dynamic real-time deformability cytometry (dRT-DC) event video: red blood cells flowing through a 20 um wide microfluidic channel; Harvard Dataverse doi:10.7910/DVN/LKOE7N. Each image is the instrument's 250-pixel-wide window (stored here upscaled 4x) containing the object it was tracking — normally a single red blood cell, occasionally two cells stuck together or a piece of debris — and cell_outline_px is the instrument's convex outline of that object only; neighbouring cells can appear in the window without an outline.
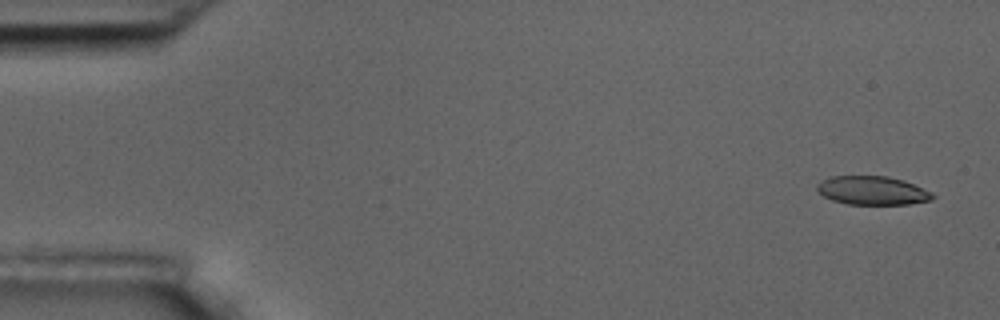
{"species": "common noctule bat (a hibernating species)", "species_latin": "Nyctalus noctula", "temperature_condition": "room temperature", "stored_images_in_passage": 5, "camera_frame_rate_fps": 3000, "um_per_image_px": 0.085, "animal": {"sex": "male", "body_mass_g": 17.5, "forearm_length_mm": 52.3}, "frame": {"image": 1, "passage_image": 1, "time_ms": 0.0, "image_size_px": [1000, 320], "cell_outline_px": [[936, 196], [932, 200], [908, 204], [848, 204], [832, 200], [824, 196], [816, 188], [816, 184], [832, 176], [888, 176], [904, 180], [932, 192]], "centroid_in_image_um": [74.18, 16.19], "position_along_channel_um": 10.8, "area_um2": 19.25}}
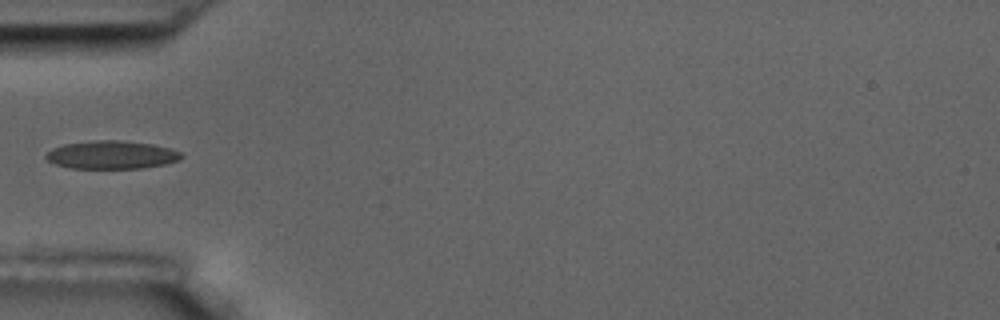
{"frame": {"image": 2, "passage_image": 5, "time_ms": 5.333, "image_size_px": [1000, 320], "cell_outline_px": [[184, 156], [180, 160], [164, 164], [140, 168], [72, 168], [56, 164], [48, 160], [44, 156], [52, 148], [64, 144], [96, 140], [120, 140], [152, 144], [168, 148], [180, 152]], "centroid_in_image_um": [9.49, 13.16], "position_along_channel_um": 75.5, "area_um2": 22.02}}